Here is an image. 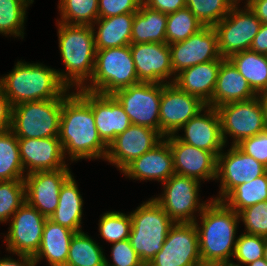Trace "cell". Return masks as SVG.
<instances>
[{
    "instance_id": "obj_1",
    "label": "cell",
    "mask_w": 267,
    "mask_h": 266,
    "mask_svg": "<svg viewBox=\"0 0 267 266\" xmlns=\"http://www.w3.org/2000/svg\"><path fill=\"white\" fill-rule=\"evenodd\" d=\"M63 97L58 138L71 162L106 158L108 145L101 139L91 109V92L78 89ZM67 152V154H66Z\"/></svg>"
},
{
    "instance_id": "obj_2",
    "label": "cell",
    "mask_w": 267,
    "mask_h": 266,
    "mask_svg": "<svg viewBox=\"0 0 267 266\" xmlns=\"http://www.w3.org/2000/svg\"><path fill=\"white\" fill-rule=\"evenodd\" d=\"M195 221L200 258L203 263H232L240 222L239 214L223 201L211 200ZM201 225V226H200Z\"/></svg>"
},
{
    "instance_id": "obj_3",
    "label": "cell",
    "mask_w": 267,
    "mask_h": 266,
    "mask_svg": "<svg viewBox=\"0 0 267 266\" xmlns=\"http://www.w3.org/2000/svg\"><path fill=\"white\" fill-rule=\"evenodd\" d=\"M57 71L39 63L17 61L14 69L0 78V88L12 106L63 98L69 89L60 81Z\"/></svg>"
},
{
    "instance_id": "obj_4",
    "label": "cell",
    "mask_w": 267,
    "mask_h": 266,
    "mask_svg": "<svg viewBox=\"0 0 267 266\" xmlns=\"http://www.w3.org/2000/svg\"><path fill=\"white\" fill-rule=\"evenodd\" d=\"M57 23L58 46L67 72L58 70L59 79L68 89L73 86L82 89L90 81L95 67L93 27Z\"/></svg>"
},
{
    "instance_id": "obj_5",
    "label": "cell",
    "mask_w": 267,
    "mask_h": 266,
    "mask_svg": "<svg viewBox=\"0 0 267 266\" xmlns=\"http://www.w3.org/2000/svg\"><path fill=\"white\" fill-rule=\"evenodd\" d=\"M129 241L146 266L161 251L174 221L152 198L131 212Z\"/></svg>"
},
{
    "instance_id": "obj_6",
    "label": "cell",
    "mask_w": 267,
    "mask_h": 266,
    "mask_svg": "<svg viewBox=\"0 0 267 266\" xmlns=\"http://www.w3.org/2000/svg\"><path fill=\"white\" fill-rule=\"evenodd\" d=\"M140 83L130 45L96 50L95 67L89 84L82 89L105 95Z\"/></svg>"
},
{
    "instance_id": "obj_7",
    "label": "cell",
    "mask_w": 267,
    "mask_h": 266,
    "mask_svg": "<svg viewBox=\"0 0 267 266\" xmlns=\"http://www.w3.org/2000/svg\"><path fill=\"white\" fill-rule=\"evenodd\" d=\"M63 98L13 106L11 131L17 138L58 137Z\"/></svg>"
},
{
    "instance_id": "obj_8",
    "label": "cell",
    "mask_w": 267,
    "mask_h": 266,
    "mask_svg": "<svg viewBox=\"0 0 267 266\" xmlns=\"http://www.w3.org/2000/svg\"><path fill=\"white\" fill-rule=\"evenodd\" d=\"M198 180L173 174L162 185L164 193L153 198L175 223H195L194 212L200 214L208 202L200 203Z\"/></svg>"
},
{
    "instance_id": "obj_9",
    "label": "cell",
    "mask_w": 267,
    "mask_h": 266,
    "mask_svg": "<svg viewBox=\"0 0 267 266\" xmlns=\"http://www.w3.org/2000/svg\"><path fill=\"white\" fill-rule=\"evenodd\" d=\"M237 3L214 29L218 36V49L222 58L249 50L262 22L246 5L244 10Z\"/></svg>"
},
{
    "instance_id": "obj_10",
    "label": "cell",
    "mask_w": 267,
    "mask_h": 266,
    "mask_svg": "<svg viewBox=\"0 0 267 266\" xmlns=\"http://www.w3.org/2000/svg\"><path fill=\"white\" fill-rule=\"evenodd\" d=\"M221 121V134L226 146L227 136L233 137L232 145L266 130L263 109L259 98L231 102L216 108Z\"/></svg>"
},
{
    "instance_id": "obj_11",
    "label": "cell",
    "mask_w": 267,
    "mask_h": 266,
    "mask_svg": "<svg viewBox=\"0 0 267 266\" xmlns=\"http://www.w3.org/2000/svg\"><path fill=\"white\" fill-rule=\"evenodd\" d=\"M163 83H144L116 91L113 96L124 108L131 124L159 132L160 99Z\"/></svg>"
},
{
    "instance_id": "obj_12",
    "label": "cell",
    "mask_w": 267,
    "mask_h": 266,
    "mask_svg": "<svg viewBox=\"0 0 267 266\" xmlns=\"http://www.w3.org/2000/svg\"><path fill=\"white\" fill-rule=\"evenodd\" d=\"M195 223H174L160 252L146 266H201Z\"/></svg>"
},
{
    "instance_id": "obj_13",
    "label": "cell",
    "mask_w": 267,
    "mask_h": 266,
    "mask_svg": "<svg viewBox=\"0 0 267 266\" xmlns=\"http://www.w3.org/2000/svg\"><path fill=\"white\" fill-rule=\"evenodd\" d=\"M199 97L180 90L174 83H163L160 99L159 133L178 134L180 128L206 107Z\"/></svg>"
},
{
    "instance_id": "obj_14",
    "label": "cell",
    "mask_w": 267,
    "mask_h": 266,
    "mask_svg": "<svg viewBox=\"0 0 267 266\" xmlns=\"http://www.w3.org/2000/svg\"><path fill=\"white\" fill-rule=\"evenodd\" d=\"M267 171L261 162L241 151L236 145L217 156L216 179L220 180L219 195L214 200L222 201L235 187L248 183Z\"/></svg>"
},
{
    "instance_id": "obj_15",
    "label": "cell",
    "mask_w": 267,
    "mask_h": 266,
    "mask_svg": "<svg viewBox=\"0 0 267 266\" xmlns=\"http://www.w3.org/2000/svg\"><path fill=\"white\" fill-rule=\"evenodd\" d=\"M47 218L25 202L11 217L5 236L6 250L13 254L34 256L41 244Z\"/></svg>"
},
{
    "instance_id": "obj_16",
    "label": "cell",
    "mask_w": 267,
    "mask_h": 266,
    "mask_svg": "<svg viewBox=\"0 0 267 266\" xmlns=\"http://www.w3.org/2000/svg\"><path fill=\"white\" fill-rule=\"evenodd\" d=\"M169 48L175 75L197 64L225 59L220 56L217 32L212 26H204L186 40L170 44Z\"/></svg>"
},
{
    "instance_id": "obj_17",
    "label": "cell",
    "mask_w": 267,
    "mask_h": 266,
    "mask_svg": "<svg viewBox=\"0 0 267 266\" xmlns=\"http://www.w3.org/2000/svg\"><path fill=\"white\" fill-rule=\"evenodd\" d=\"M71 175L68 167L27 174L24 178L26 202L50 218L58 206L60 189Z\"/></svg>"
},
{
    "instance_id": "obj_18",
    "label": "cell",
    "mask_w": 267,
    "mask_h": 266,
    "mask_svg": "<svg viewBox=\"0 0 267 266\" xmlns=\"http://www.w3.org/2000/svg\"><path fill=\"white\" fill-rule=\"evenodd\" d=\"M163 139L157 130L131 124L110 143L105 160L122 171L134 159L153 149Z\"/></svg>"
},
{
    "instance_id": "obj_19",
    "label": "cell",
    "mask_w": 267,
    "mask_h": 266,
    "mask_svg": "<svg viewBox=\"0 0 267 266\" xmlns=\"http://www.w3.org/2000/svg\"><path fill=\"white\" fill-rule=\"evenodd\" d=\"M130 50L139 82H174L176 75L173 73L171 52L167 43H131ZM170 76L173 78L170 79ZM168 78L172 81H167Z\"/></svg>"
},
{
    "instance_id": "obj_20",
    "label": "cell",
    "mask_w": 267,
    "mask_h": 266,
    "mask_svg": "<svg viewBox=\"0 0 267 266\" xmlns=\"http://www.w3.org/2000/svg\"><path fill=\"white\" fill-rule=\"evenodd\" d=\"M173 154L175 174L198 180H216L217 157L209 151L180 141L174 134L166 136Z\"/></svg>"
},
{
    "instance_id": "obj_21",
    "label": "cell",
    "mask_w": 267,
    "mask_h": 266,
    "mask_svg": "<svg viewBox=\"0 0 267 266\" xmlns=\"http://www.w3.org/2000/svg\"><path fill=\"white\" fill-rule=\"evenodd\" d=\"M21 162L26 175L37 171H55L68 167L58 137L17 138ZM29 169V170H28Z\"/></svg>"
},
{
    "instance_id": "obj_22",
    "label": "cell",
    "mask_w": 267,
    "mask_h": 266,
    "mask_svg": "<svg viewBox=\"0 0 267 266\" xmlns=\"http://www.w3.org/2000/svg\"><path fill=\"white\" fill-rule=\"evenodd\" d=\"M203 111L204 113L200 111L180 128L184 130V137L174 135L180 141L212 152L217 157L225 147L221 134L220 116L214 107L206 106Z\"/></svg>"
},
{
    "instance_id": "obj_23",
    "label": "cell",
    "mask_w": 267,
    "mask_h": 266,
    "mask_svg": "<svg viewBox=\"0 0 267 266\" xmlns=\"http://www.w3.org/2000/svg\"><path fill=\"white\" fill-rule=\"evenodd\" d=\"M121 173L133 180H157L164 183L175 174L169 142L164 138L153 149L134 159Z\"/></svg>"
},
{
    "instance_id": "obj_24",
    "label": "cell",
    "mask_w": 267,
    "mask_h": 266,
    "mask_svg": "<svg viewBox=\"0 0 267 266\" xmlns=\"http://www.w3.org/2000/svg\"><path fill=\"white\" fill-rule=\"evenodd\" d=\"M91 109L99 136L108 146L131 125L129 116L113 95L91 92Z\"/></svg>"
},
{
    "instance_id": "obj_25",
    "label": "cell",
    "mask_w": 267,
    "mask_h": 266,
    "mask_svg": "<svg viewBox=\"0 0 267 266\" xmlns=\"http://www.w3.org/2000/svg\"><path fill=\"white\" fill-rule=\"evenodd\" d=\"M256 96L233 63L225 58L221 62L212 99L206 105L217 108L226 103L251 100Z\"/></svg>"
},
{
    "instance_id": "obj_26",
    "label": "cell",
    "mask_w": 267,
    "mask_h": 266,
    "mask_svg": "<svg viewBox=\"0 0 267 266\" xmlns=\"http://www.w3.org/2000/svg\"><path fill=\"white\" fill-rule=\"evenodd\" d=\"M222 61L213 60L185 68L176 74L173 83L207 104L212 99Z\"/></svg>"
},
{
    "instance_id": "obj_27",
    "label": "cell",
    "mask_w": 267,
    "mask_h": 266,
    "mask_svg": "<svg viewBox=\"0 0 267 266\" xmlns=\"http://www.w3.org/2000/svg\"><path fill=\"white\" fill-rule=\"evenodd\" d=\"M75 233L47 218L40 247L33 256L36 266L44 257L50 266H66L70 242Z\"/></svg>"
},
{
    "instance_id": "obj_28",
    "label": "cell",
    "mask_w": 267,
    "mask_h": 266,
    "mask_svg": "<svg viewBox=\"0 0 267 266\" xmlns=\"http://www.w3.org/2000/svg\"><path fill=\"white\" fill-rule=\"evenodd\" d=\"M134 15L126 13L98 18L92 25L96 50L130 45ZM95 24L98 26L97 31Z\"/></svg>"
},
{
    "instance_id": "obj_29",
    "label": "cell",
    "mask_w": 267,
    "mask_h": 266,
    "mask_svg": "<svg viewBox=\"0 0 267 266\" xmlns=\"http://www.w3.org/2000/svg\"><path fill=\"white\" fill-rule=\"evenodd\" d=\"M82 209L83 199L74 176L71 175L62 185L58 206L49 219L78 233L82 231Z\"/></svg>"
},
{
    "instance_id": "obj_30",
    "label": "cell",
    "mask_w": 267,
    "mask_h": 266,
    "mask_svg": "<svg viewBox=\"0 0 267 266\" xmlns=\"http://www.w3.org/2000/svg\"><path fill=\"white\" fill-rule=\"evenodd\" d=\"M166 25L167 14L142 3L134 15L131 43H166Z\"/></svg>"
},
{
    "instance_id": "obj_31",
    "label": "cell",
    "mask_w": 267,
    "mask_h": 266,
    "mask_svg": "<svg viewBox=\"0 0 267 266\" xmlns=\"http://www.w3.org/2000/svg\"><path fill=\"white\" fill-rule=\"evenodd\" d=\"M228 59L256 94L267 91V55L245 50L231 55Z\"/></svg>"
},
{
    "instance_id": "obj_32",
    "label": "cell",
    "mask_w": 267,
    "mask_h": 266,
    "mask_svg": "<svg viewBox=\"0 0 267 266\" xmlns=\"http://www.w3.org/2000/svg\"><path fill=\"white\" fill-rule=\"evenodd\" d=\"M102 247L83 231L75 233L69 246L66 266H105Z\"/></svg>"
},
{
    "instance_id": "obj_33",
    "label": "cell",
    "mask_w": 267,
    "mask_h": 266,
    "mask_svg": "<svg viewBox=\"0 0 267 266\" xmlns=\"http://www.w3.org/2000/svg\"><path fill=\"white\" fill-rule=\"evenodd\" d=\"M267 200V171L256 179L235 187L222 201L236 213Z\"/></svg>"
},
{
    "instance_id": "obj_34",
    "label": "cell",
    "mask_w": 267,
    "mask_h": 266,
    "mask_svg": "<svg viewBox=\"0 0 267 266\" xmlns=\"http://www.w3.org/2000/svg\"><path fill=\"white\" fill-rule=\"evenodd\" d=\"M25 172L16 135L11 130L0 133V181L24 180Z\"/></svg>"
},
{
    "instance_id": "obj_35",
    "label": "cell",
    "mask_w": 267,
    "mask_h": 266,
    "mask_svg": "<svg viewBox=\"0 0 267 266\" xmlns=\"http://www.w3.org/2000/svg\"><path fill=\"white\" fill-rule=\"evenodd\" d=\"M61 18L57 20L70 25L92 26L99 18V0H59Z\"/></svg>"
},
{
    "instance_id": "obj_36",
    "label": "cell",
    "mask_w": 267,
    "mask_h": 266,
    "mask_svg": "<svg viewBox=\"0 0 267 266\" xmlns=\"http://www.w3.org/2000/svg\"><path fill=\"white\" fill-rule=\"evenodd\" d=\"M34 0H0V34L24 38L26 10Z\"/></svg>"
},
{
    "instance_id": "obj_37",
    "label": "cell",
    "mask_w": 267,
    "mask_h": 266,
    "mask_svg": "<svg viewBox=\"0 0 267 266\" xmlns=\"http://www.w3.org/2000/svg\"><path fill=\"white\" fill-rule=\"evenodd\" d=\"M203 27L196 16L186 7L169 13L167 14L166 43L170 45L184 41Z\"/></svg>"
},
{
    "instance_id": "obj_38",
    "label": "cell",
    "mask_w": 267,
    "mask_h": 266,
    "mask_svg": "<svg viewBox=\"0 0 267 266\" xmlns=\"http://www.w3.org/2000/svg\"><path fill=\"white\" fill-rule=\"evenodd\" d=\"M237 3L236 0H186V8L203 26L214 27Z\"/></svg>"
},
{
    "instance_id": "obj_39",
    "label": "cell",
    "mask_w": 267,
    "mask_h": 266,
    "mask_svg": "<svg viewBox=\"0 0 267 266\" xmlns=\"http://www.w3.org/2000/svg\"><path fill=\"white\" fill-rule=\"evenodd\" d=\"M25 202L24 180L0 181V223L8 221Z\"/></svg>"
},
{
    "instance_id": "obj_40",
    "label": "cell",
    "mask_w": 267,
    "mask_h": 266,
    "mask_svg": "<svg viewBox=\"0 0 267 266\" xmlns=\"http://www.w3.org/2000/svg\"><path fill=\"white\" fill-rule=\"evenodd\" d=\"M100 235L109 243L129 239L132 222L131 215L121 212H107L99 220Z\"/></svg>"
},
{
    "instance_id": "obj_41",
    "label": "cell",
    "mask_w": 267,
    "mask_h": 266,
    "mask_svg": "<svg viewBox=\"0 0 267 266\" xmlns=\"http://www.w3.org/2000/svg\"><path fill=\"white\" fill-rule=\"evenodd\" d=\"M265 237L242 233L236 240L232 259L238 263L247 265L264 257Z\"/></svg>"
},
{
    "instance_id": "obj_42",
    "label": "cell",
    "mask_w": 267,
    "mask_h": 266,
    "mask_svg": "<svg viewBox=\"0 0 267 266\" xmlns=\"http://www.w3.org/2000/svg\"><path fill=\"white\" fill-rule=\"evenodd\" d=\"M245 225V232L267 238V200L256 203L239 213Z\"/></svg>"
},
{
    "instance_id": "obj_43",
    "label": "cell",
    "mask_w": 267,
    "mask_h": 266,
    "mask_svg": "<svg viewBox=\"0 0 267 266\" xmlns=\"http://www.w3.org/2000/svg\"><path fill=\"white\" fill-rule=\"evenodd\" d=\"M111 249L113 263L105 258V266H145L132 248L129 239L112 243Z\"/></svg>"
},
{
    "instance_id": "obj_44",
    "label": "cell",
    "mask_w": 267,
    "mask_h": 266,
    "mask_svg": "<svg viewBox=\"0 0 267 266\" xmlns=\"http://www.w3.org/2000/svg\"><path fill=\"white\" fill-rule=\"evenodd\" d=\"M236 146L267 167V129L253 137L241 140Z\"/></svg>"
},
{
    "instance_id": "obj_45",
    "label": "cell",
    "mask_w": 267,
    "mask_h": 266,
    "mask_svg": "<svg viewBox=\"0 0 267 266\" xmlns=\"http://www.w3.org/2000/svg\"><path fill=\"white\" fill-rule=\"evenodd\" d=\"M142 3L143 0H99V18L135 13Z\"/></svg>"
},
{
    "instance_id": "obj_46",
    "label": "cell",
    "mask_w": 267,
    "mask_h": 266,
    "mask_svg": "<svg viewBox=\"0 0 267 266\" xmlns=\"http://www.w3.org/2000/svg\"><path fill=\"white\" fill-rule=\"evenodd\" d=\"M143 4L150 9L169 14L185 8L186 0H143Z\"/></svg>"
},
{
    "instance_id": "obj_47",
    "label": "cell",
    "mask_w": 267,
    "mask_h": 266,
    "mask_svg": "<svg viewBox=\"0 0 267 266\" xmlns=\"http://www.w3.org/2000/svg\"><path fill=\"white\" fill-rule=\"evenodd\" d=\"M13 106L0 88V133L11 129Z\"/></svg>"
},
{
    "instance_id": "obj_48",
    "label": "cell",
    "mask_w": 267,
    "mask_h": 266,
    "mask_svg": "<svg viewBox=\"0 0 267 266\" xmlns=\"http://www.w3.org/2000/svg\"><path fill=\"white\" fill-rule=\"evenodd\" d=\"M250 51L267 55V23H262L250 46Z\"/></svg>"
},
{
    "instance_id": "obj_49",
    "label": "cell",
    "mask_w": 267,
    "mask_h": 266,
    "mask_svg": "<svg viewBox=\"0 0 267 266\" xmlns=\"http://www.w3.org/2000/svg\"><path fill=\"white\" fill-rule=\"evenodd\" d=\"M246 5L262 22L267 23V0H246Z\"/></svg>"
},
{
    "instance_id": "obj_50",
    "label": "cell",
    "mask_w": 267,
    "mask_h": 266,
    "mask_svg": "<svg viewBox=\"0 0 267 266\" xmlns=\"http://www.w3.org/2000/svg\"><path fill=\"white\" fill-rule=\"evenodd\" d=\"M18 260L11 257L0 258V266H36L33 256L17 254Z\"/></svg>"
},
{
    "instance_id": "obj_51",
    "label": "cell",
    "mask_w": 267,
    "mask_h": 266,
    "mask_svg": "<svg viewBox=\"0 0 267 266\" xmlns=\"http://www.w3.org/2000/svg\"><path fill=\"white\" fill-rule=\"evenodd\" d=\"M257 97L259 98L260 104L263 109L264 121H265V126L267 129V91H263L257 94Z\"/></svg>"
},
{
    "instance_id": "obj_52",
    "label": "cell",
    "mask_w": 267,
    "mask_h": 266,
    "mask_svg": "<svg viewBox=\"0 0 267 266\" xmlns=\"http://www.w3.org/2000/svg\"><path fill=\"white\" fill-rule=\"evenodd\" d=\"M201 266H242V265L232 262V263H203Z\"/></svg>"
},
{
    "instance_id": "obj_53",
    "label": "cell",
    "mask_w": 267,
    "mask_h": 266,
    "mask_svg": "<svg viewBox=\"0 0 267 266\" xmlns=\"http://www.w3.org/2000/svg\"><path fill=\"white\" fill-rule=\"evenodd\" d=\"M248 266H267V262L265 261L264 257L255 260L254 262H251L247 264Z\"/></svg>"
},
{
    "instance_id": "obj_54",
    "label": "cell",
    "mask_w": 267,
    "mask_h": 266,
    "mask_svg": "<svg viewBox=\"0 0 267 266\" xmlns=\"http://www.w3.org/2000/svg\"><path fill=\"white\" fill-rule=\"evenodd\" d=\"M264 259L267 262V238L265 240V246H264Z\"/></svg>"
}]
</instances>
